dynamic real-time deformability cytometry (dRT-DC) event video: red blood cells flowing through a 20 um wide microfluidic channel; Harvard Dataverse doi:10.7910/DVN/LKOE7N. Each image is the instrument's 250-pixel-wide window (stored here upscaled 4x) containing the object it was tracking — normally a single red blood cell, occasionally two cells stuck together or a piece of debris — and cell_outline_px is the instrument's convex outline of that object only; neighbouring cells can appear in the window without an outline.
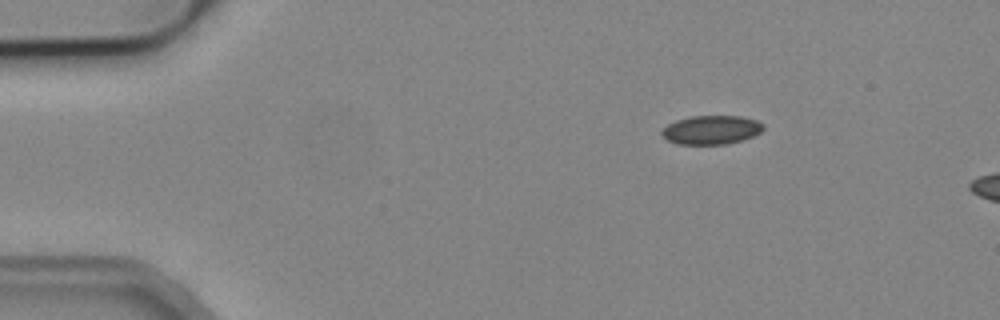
{"species": "common noctule bat (a hibernating species)", "species_latin": "Nyctalus noctula", "temperature_condition": "cold", "stored_images_in_passage": 8, "camera_frame_rate_fps": 3000, "um_per_image_px": 0.085, "animal": {"sex": "male", "body_mass_g": 19.2, "forearm_length_mm": 51.8}, "frame": {"image": 1, "passage_image": 1, "time_ms": 0.0, "image_size_px": [1000, 320], "cell_outline_px": [[764, 128], [760, 132], [752, 136], [740, 140], [724, 144], [676, 144], [668, 140], [660, 132], [668, 124], [676, 120], [688, 116], [740, 116], [756, 120], [764, 124]], "centroid_in_image_um": [60.45, 11.03], "position_along_channel_um": 24.6, "area_um2": 16.94}}
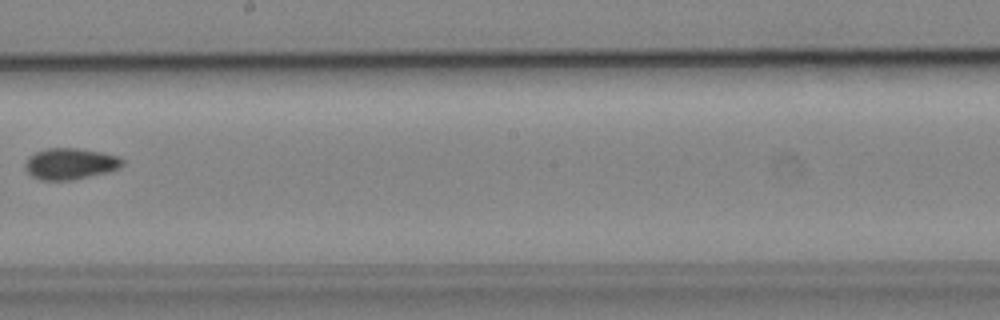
{"frame": {"image": 2, "passage_image": 7, "time_ms": 7.667, "image_size_px": [1000, 320], "cell_outline_px": [[124, 164], [120, 168], [108, 172], [72, 180], [40, 180], [32, 176], [24, 168], [24, 164], [28, 156], [36, 152], [48, 148], [76, 148], [100, 152], [120, 156], [124, 160]], "centroid_in_image_um": [5.97, 13.92], "position_along_channel_um": 242.2, "area_um2": 17.86}}
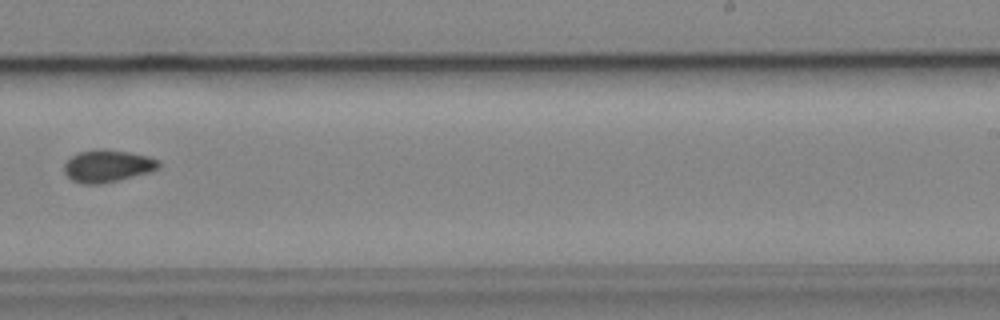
{"frame": {"image": 3, "passage_image": 8, "time_ms": 8.667, "image_size_px": [1000, 320], "cell_outline_px": [[160, 168], [148, 172], [120, 180], [100, 184], [80, 184], [72, 180], [64, 172], [64, 164], [72, 156], [80, 152], [104, 148], [128, 152], [148, 156], [160, 160]], "centroid_in_image_um": [9.15, 14.11], "position_along_channel_um": 279.8, "area_um2": 17.8}}